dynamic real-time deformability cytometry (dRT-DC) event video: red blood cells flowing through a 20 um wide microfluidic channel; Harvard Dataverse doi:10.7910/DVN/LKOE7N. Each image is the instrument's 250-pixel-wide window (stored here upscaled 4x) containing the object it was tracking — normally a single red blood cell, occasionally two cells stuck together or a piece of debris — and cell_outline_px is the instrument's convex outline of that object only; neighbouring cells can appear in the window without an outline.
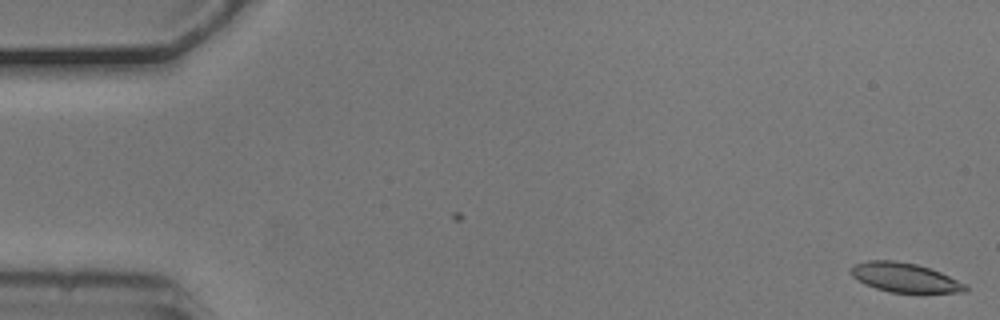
{"species": "common noctule bat (a hibernating species)", "species_latin": "Nyctalus noctula", "temperature_condition": "cold", "stored_images_in_passage": 3, "camera_frame_rate_fps": 3000, "um_per_image_px": 0.085, "animal": {"sex": "male", "body_mass_g": 20.5, "forearm_length_mm": 52.5}, "frame": {"image": 1, "passage_image": 3, "time_ms": 0.667, "image_size_px": [1000, 320], "cell_outline_px": [[968, 288], [964, 292], [892, 292], [876, 288], [864, 284], [852, 276], [852, 268], [856, 264], [868, 260], [896, 260], [916, 264], [940, 272], [964, 284]], "centroid_in_image_um": [76.87, 23.58], "position_along_channel_um": 8.1, "area_um2": 19.07}}